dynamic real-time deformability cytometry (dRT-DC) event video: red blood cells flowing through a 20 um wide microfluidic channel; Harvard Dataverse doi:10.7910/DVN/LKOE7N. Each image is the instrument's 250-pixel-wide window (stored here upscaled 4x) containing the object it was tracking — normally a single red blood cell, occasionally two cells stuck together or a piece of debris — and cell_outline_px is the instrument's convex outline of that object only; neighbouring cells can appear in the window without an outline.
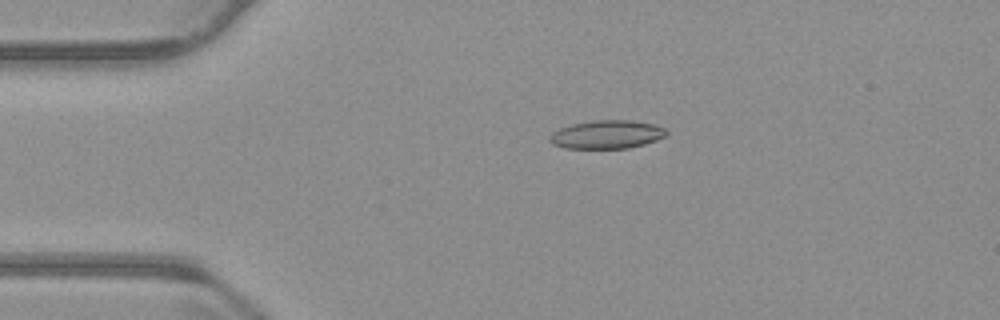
{"species": "common noctule bat (a hibernating species)", "species_latin": "Nyctalus noctula", "temperature_condition": "warm", "stored_images_in_passage": 50, "camera_frame_rate_fps": 3000, "um_per_image_px": 0.085, "animal": {"sex": "male", "body_mass_g": 23.1, "forearm_length_mm": 52.7}, "frame": {"image": 1, "passage_image": 6, "time_ms": 1.667, "image_size_px": [1000, 320], "cell_outline_px": [[668, 132], [664, 136], [656, 140], [644, 144], [628, 148], [564, 148], [552, 144], [548, 140], [548, 136], [552, 132], [560, 128], [572, 124], [596, 120], [632, 120], [656, 124], [664, 128]], "centroid_in_image_um": [51.56, 11.43], "position_along_channel_um": 33.4, "area_um2": 19.36}}
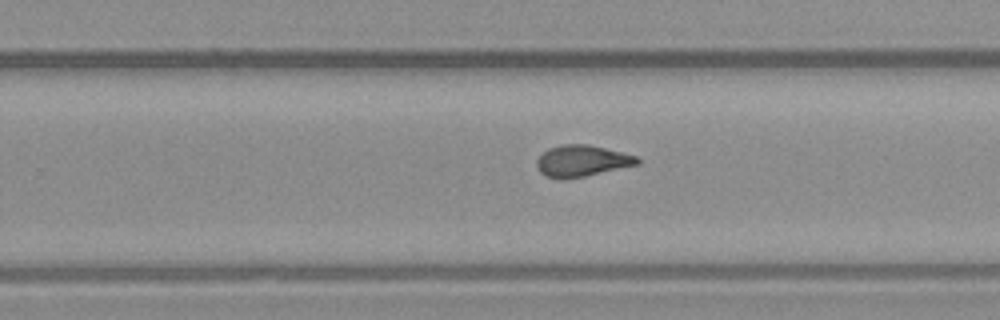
{"frame": {"image": 2, "passage_image": 29, "time_ms": 9.333, "image_size_px": [1000, 320], "cell_outline_px": [[640, 164], [584, 176], [560, 180], [544, 176], [540, 172], [536, 164], [536, 160], [548, 148], [564, 144], [588, 144], [636, 156], [640, 160]], "centroid_in_image_um": [49.43, 13.69], "position_along_channel_um": 280.4, "area_um2": 18.32}}
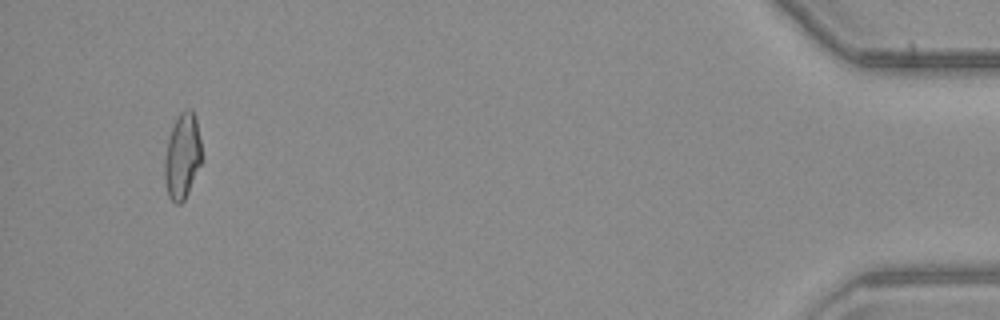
{"frame": {"image": 3, "passage_image": 47, "time_ms": 15.333, "image_size_px": [1000, 320], "cell_outline_px": [[204, 160], [184, 200], [180, 204], [176, 204], [168, 196], [164, 180], [164, 156], [168, 140], [176, 116], [184, 108], [192, 108], [196, 116]], "centroid_in_image_um": [15.52, 13.24], "position_along_channel_um": 419.7, "area_um2": 19.13}, "authors_computed_cell_mechanics": {"area_um2": 18.3804, "velocity_mm_per_s": 3.7269, "shape_relaxation_time_tau1_ms": null, "shape_relaxation_time_tau2_ms": 3.2878, "deformation_change_tau1": null, "deformation_change_tau2": 0.1025}}